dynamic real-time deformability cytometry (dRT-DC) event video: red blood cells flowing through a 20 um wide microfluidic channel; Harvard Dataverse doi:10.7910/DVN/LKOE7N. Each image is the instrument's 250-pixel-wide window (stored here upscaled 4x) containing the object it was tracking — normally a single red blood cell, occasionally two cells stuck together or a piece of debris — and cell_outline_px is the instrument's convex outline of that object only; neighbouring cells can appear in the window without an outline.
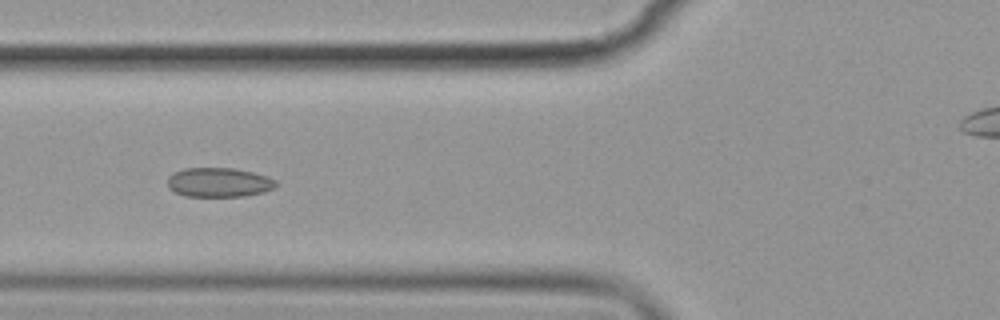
{"species": "common noctule bat (a hibernating species)", "species_latin": "Nyctalus noctula", "temperature_condition": "cold", "stored_images_in_passage": 16, "camera_frame_rate_fps": 3000, "um_per_image_px": 0.085, "animal": {"sex": "female", "body_mass_g": 19.9}, "frame": {"image": 1, "passage_image": 6, "time_ms": 6.667, "image_size_px": [1000, 320], "cell_outline_px": [[276, 188], [264, 192], [244, 196], [184, 196], [168, 188], [168, 176], [172, 172], [184, 168], [232, 168], [252, 172], [268, 176], [276, 180]], "centroid_in_image_um": [18.6, 15.5], "position_along_channel_um": 107.2, "area_um2": 18.67}}
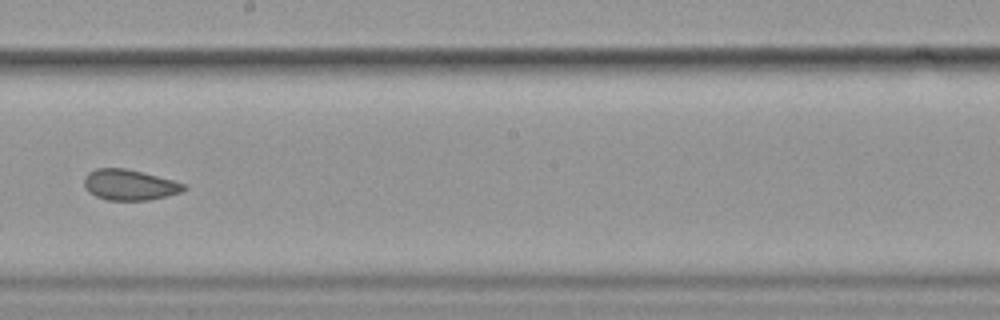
{"frame": {"image": 2, "passage_image": 9, "time_ms": 10.333, "image_size_px": [1000, 320], "cell_outline_px": [[188, 188], [180, 192], [148, 200], [108, 200], [96, 196], [88, 192], [84, 184], [84, 176], [88, 172], [96, 168], [124, 168], [172, 180], [184, 184]], "centroid_in_image_um": [10.96, 15.71], "position_along_channel_um": 237.2, "area_um2": 17.57}}
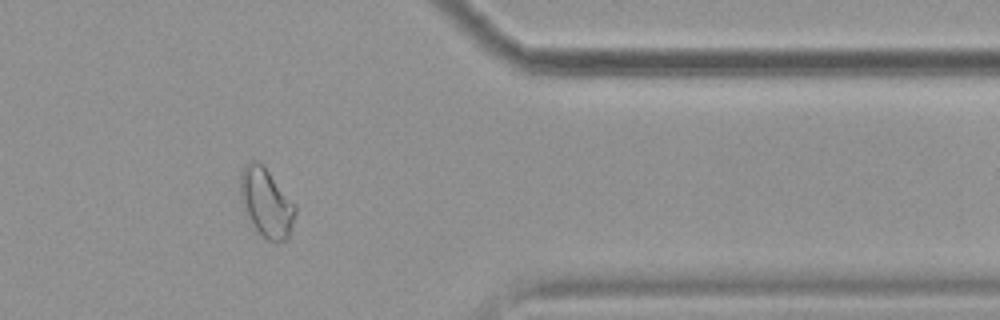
{"frame": {"image": 3, "passage_image": 13, "time_ms": 15.0, "image_size_px": [1000, 320], "cell_outline_px": [[296, 212], [288, 236], [284, 240], [276, 244], [268, 240], [256, 228], [244, 212], [240, 196], [240, 172], [252, 160], [256, 160], [268, 172], [296, 204]], "centroid_in_image_um": [22.63, 17.25], "position_along_channel_um": 388.8, "area_um2": 21.62}, "authors_computed_cell_mechanics": {"area_um2": 21.0103, "velocity_mm_per_s": 3.5542, "shape_relaxation_time_tau1_ms": null, "shape_relaxation_time_tau2_ms": 1.5323, "deformation_change_tau1": null, "deformation_change_tau2": 0.0374}}